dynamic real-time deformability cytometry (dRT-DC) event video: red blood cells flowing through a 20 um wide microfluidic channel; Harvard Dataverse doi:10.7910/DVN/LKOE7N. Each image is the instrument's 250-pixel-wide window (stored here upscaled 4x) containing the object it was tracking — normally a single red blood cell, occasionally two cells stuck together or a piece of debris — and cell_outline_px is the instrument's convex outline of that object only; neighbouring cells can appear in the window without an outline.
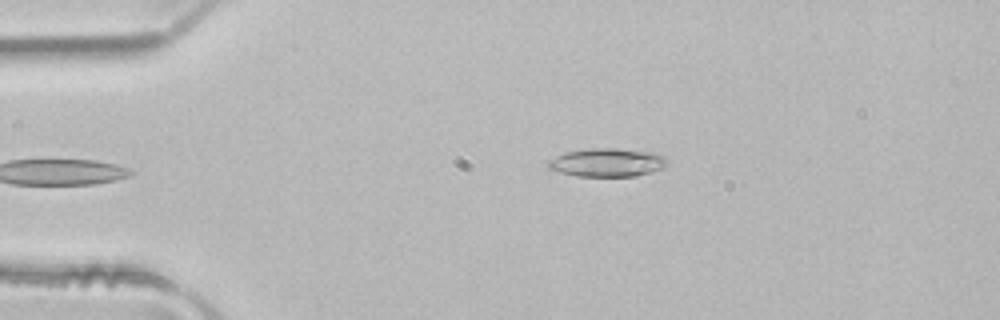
{"species": "common noctule bat (a hibernating species)", "species_latin": "Nyctalus noctula", "temperature_condition": "room temperature", "stored_images_in_passage": 4, "camera_frame_rate_fps": 3000, "um_per_image_px": 0.085, "animal": {"sex": "male", "body_mass_g": 21.5, "forearm_length_mm": 52.0}, "frame": {"image": 1, "passage_image": 4, "time_ms": 1.0, "image_size_px": [1000, 320], "cell_outline_px": [[668, 164], [664, 168], [652, 172], [636, 176], [576, 176], [560, 172], [548, 168], [548, 160], [564, 152], [588, 148], [616, 148], [652, 152], [664, 156], [668, 160]], "centroid_in_image_um": [51.63, 13.81], "position_along_channel_um": 33.4, "area_um2": 19.88}}